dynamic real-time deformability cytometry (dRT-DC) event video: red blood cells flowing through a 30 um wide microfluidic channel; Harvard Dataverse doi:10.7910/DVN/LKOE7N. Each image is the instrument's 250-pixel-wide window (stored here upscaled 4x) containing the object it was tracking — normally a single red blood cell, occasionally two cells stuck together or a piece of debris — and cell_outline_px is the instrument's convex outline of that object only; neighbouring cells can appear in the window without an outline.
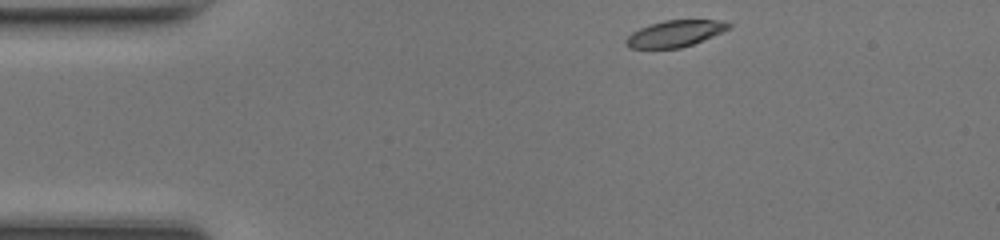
{"species": "common noctule bat (a hibernating species)", "species_latin": "Nyctalus noctula", "temperature_condition": "room temperature", "stored_images_in_passage": 41, "camera_frame_rate_fps": 3000, "um_per_image_px": 0.085, "animal": {"sex": "female", "body_mass_g": 17.0, "forearm_length_mm": 48.0}, "frame": {"image": 1, "passage_image": 1, "time_ms": 0.0, "image_size_px": [1000, 240], "cell_outline_px": [[732, 28], [692, 44], [680, 48], [628, 48], [624, 44], [624, 40], [632, 32], [640, 28], [664, 20], [720, 20], [732, 24]], "centroid_in_image_um": [57.37, 2.85], "position_along_channel_um": 27.6, "area_um2": 15.78}}
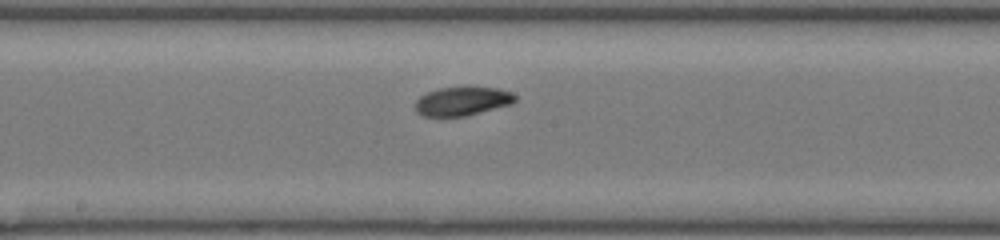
{"frame": {"image": 2, "passage_image": 18, "time_ms": 5.667, "image_size_px": [1000, 240], "cell_outline_px": [[516, 100], [512, 104], [464, 116], [424, 116], [416, 112], [416, 100], [420, 96], [428, 92], [440, 88], [468, 84], [500, 88], [512, 92], [516, 96]], "centroid_in_image_um": [39.34, 8.54], "position_along_channel_um": 208.9, "area_um2": 17.34}}
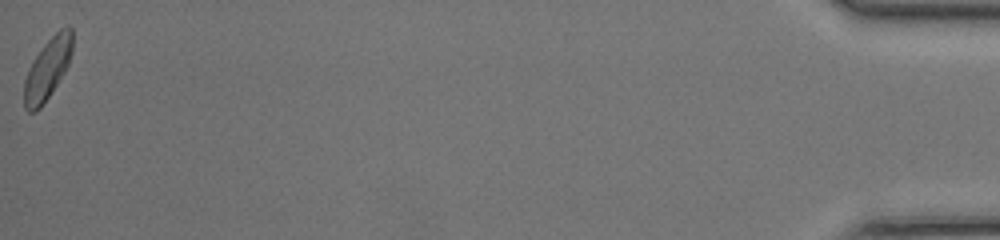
{"frame": {"image": 3, "passage_image": 41, "time_ms": 13.333, "image_size_px": [1000, 240], "cell_outline_px": [[72, 52], [68, 64], [64, 72], [40, 108], [36, 112], [28, 112], [24, 108], [24, 80], [28, 68], [32, 60], [44, 44], [60, 28], [68, 24], [72, 28]], "centroid_in_image_um": [4.03, 5.83], "position_along_channel_um": 431.2, "area_um2": 17.17}, "authors_computed_cell_mechanics": {"area_um2": 17.051, "velocity_mm_per_s": 4.3036, "shape_relaxation_time_tau1_ms": 2.6794, "shape_relaxation_time_tau2_ms": 4.928, "deformation_change_tau1": 0.1215, "deformation_change_tau2": 0.0893}}